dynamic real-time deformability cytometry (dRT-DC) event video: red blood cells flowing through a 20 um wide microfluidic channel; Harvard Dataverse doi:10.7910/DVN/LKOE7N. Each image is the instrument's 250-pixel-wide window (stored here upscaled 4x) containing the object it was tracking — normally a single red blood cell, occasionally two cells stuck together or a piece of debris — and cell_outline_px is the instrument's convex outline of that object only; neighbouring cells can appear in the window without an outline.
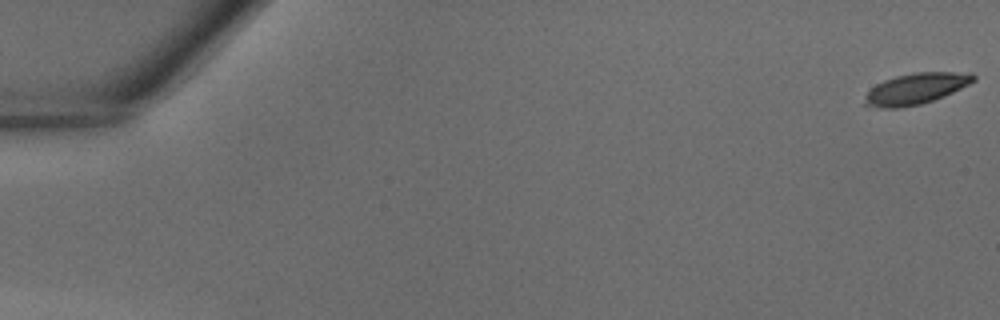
{"species": "common noctule bat (a hibernating species)", "species_latin": "Nyctalus noctula", "temperature_condition": "warm", "stored_images_in_passage": 11, "camera_frame_rate_fps": 3000, "um_per_image_px": 0.085, "animal": {"sex": "male", "body_mass_g": 18.8}, "frame": {"image": 1, "passage_image": 1, "time_ms": 0.0, "image_size_px": [1000, 320], "cell_outline_px": [[976, 80], [944, 96], [920, 104], [896, 108], [884, 108], [864, 104], [864, 96], [876, 84], [884, 80], [896, 76], [916, 72], [972, 72], [976, 76]], "centroid_in_image_um": [77.86, 7.52], "position_along_channel_um": 7.1, "area_um2": 19.48}}